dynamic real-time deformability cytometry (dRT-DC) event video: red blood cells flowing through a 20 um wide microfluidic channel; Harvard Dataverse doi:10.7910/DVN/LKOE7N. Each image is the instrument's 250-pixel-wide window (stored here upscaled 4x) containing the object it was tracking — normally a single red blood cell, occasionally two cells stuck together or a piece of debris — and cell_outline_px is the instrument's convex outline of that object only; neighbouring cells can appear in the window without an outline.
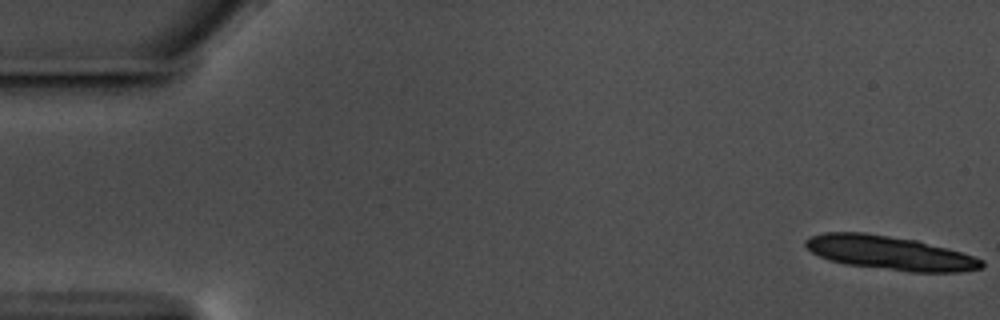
{"species": "common noctule bat (a hibernating species)", "species_latin": "Nyctalus noctula", "temperature_condition": "warm", "stored_images_in_passage": 17, "camera_frame_rate_fps": 3000, "um_per_image_px": 0.085, "animal": {"sex": "male", "body_mass_g": 17.5, "forearm_length_mm": 52.3}, "frame": {"image": 1, "passage_image": 1, "time_ms": 0.0, "image_size_px": [1000, 320], "cell_outline_px": [[984, 264], [980, 268], [956, 272], [912, 272], [848, 264], [832, 260], [820, 256], [812, 252], [804, 244], [804, 240], [812, 236], [824, 232], [864, 232], [916, 240], [960, 252], [984, 260]], "centroid_in_image_um": [75.62, 21.49], "position_along_channel_um": 9.4, "area_um2": 34.22}}